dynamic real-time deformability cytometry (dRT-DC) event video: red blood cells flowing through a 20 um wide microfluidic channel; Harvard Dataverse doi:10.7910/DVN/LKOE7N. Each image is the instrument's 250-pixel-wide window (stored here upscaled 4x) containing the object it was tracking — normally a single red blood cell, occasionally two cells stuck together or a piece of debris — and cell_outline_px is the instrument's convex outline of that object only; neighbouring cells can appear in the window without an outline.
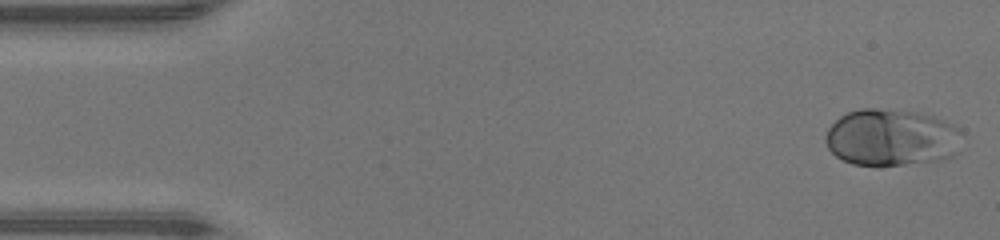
{"species": "human", "species_latin": "Homo sapiens", "temperature_condition": "warm", "stored_images_in_passage": 46, "camera_frame_rate_fps": 3000, "um_per_image_px": 0.085, "donor": {"sex": "male"}, "frame": {"image": 1, "passage_image": 1, "time_ms": 0.0, "image_size_px": [1000, 240], "cell_outline_px": [[964, 132], [956, 152], [952, 156], [944, 160], [880, 168], [876, 168], [852, 164], [836, 156], [828, 148], [824, 140], [824, 136], [828, 128], [840, 116], [848, 112], [860, 108], [876, 108], [916, 112], [932, 116], [944, 120], [960, 128]], "centroid_in_image_um": [75.78, 11.73], "position_along_channel_um": 9.2, "area_um2": 46.41}}
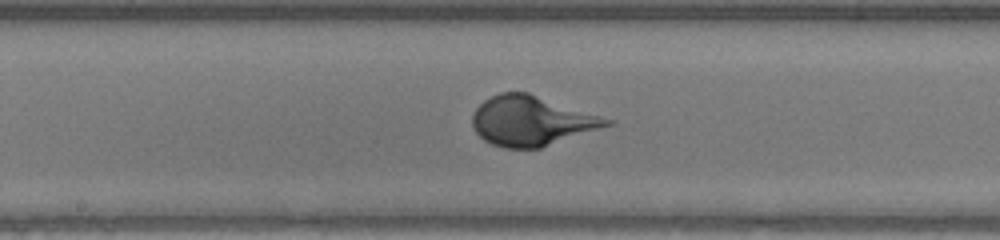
{"frame": {"image": 2, "passage_image": 23, "time_ms": 7.333, "image_size_px": [1000, 240], "cell_outline_px": [[616, 120], [612, 124], [540, 148], [504, 148], [492, 144], [484, 140], [476, 132], [472, 124], [472, 116], [476, 108], [484, 100], [500, 92], [528, 92]], "centroid_in_image_um": [45.18, 10.26], "position_along_channel_um": 203.0, "area_um2": 38.84}}
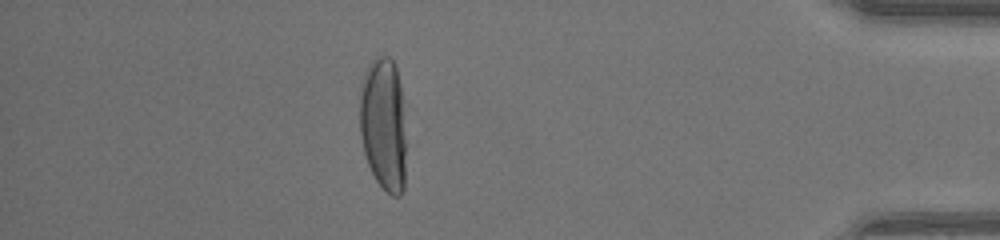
{"frame": {"image": 3, "passage_image": 40, "time_ms": 13.0, "image_size_px": [1000, 240], "cell_outline_px": [[404, 188], [400, 196], [392, 196], [376, 180], [368, 164], [364, 152], [360, 136], [360, 84], [364, 72], [372, 60], [376, 56], [388, 56], [392, 60], [396, 68], [400, 84], [404, 140]], "centroid_in_image_um": [32.56, 10.54], "position_along_channel_um": 402.6, "area_um2": 35.72}}